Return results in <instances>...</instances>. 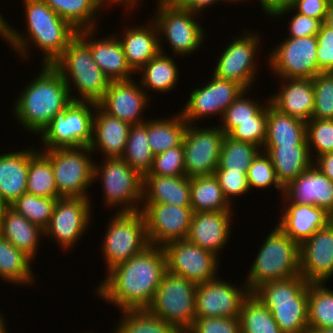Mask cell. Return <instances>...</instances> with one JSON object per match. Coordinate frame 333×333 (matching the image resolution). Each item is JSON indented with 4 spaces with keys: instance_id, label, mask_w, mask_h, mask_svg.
<instances>
[{
    "instance_id": "obj_58",
    "label": "cell",
    "mask_w": 333,
    "mask_h": 333,
    "mask_svg": "<svg viewBox=\"0 0 333 333\" xmlns=\"http://www.w3.org/2000/svg\"><path fill=\"white\" fill-rule=\"evenodd\" d=\"M4 18H2V15L0 14V36L4 37L5 41H7L13 48H15V51L20 53L19 55L25 57L28 54V38L24 36V34L19 33L13 27H10L9 24H7V21ZM23 36H22V35Z\"/></svg>"
},
{
    "instance_id": "obj_28",
    "label": "cell",
    "mask_w": 333,
    "mask_h": 333,
    "mask_svg": "<svg viewBox=\"0 0 333 333\" xmlns=\"http://www.w3.org/2000/svg\"><path fill=\"white\" fill-rule=\"evenodd\" d=\"M281 91L268 101L281 113L308 122L314 108V88L312 78H284Z\"/></svg>"
},
{
    "instance_id": "obj_9",
    "label": "cell",
    "mask_w": 333,
    "mask_h": 333,
    "mask_svg": "<svg viewBox=\"0 0 333 333\" xmlns=\"http://www.w3.org/2000/svg\"><path fill=\"white\" fill-rule=\"evenodd\" d=\"M149 244L141 211L118 212L107 227L102 245L108 271L143 252Z\"/></svg>"
},
{
    "instance_id": "obj_61",
    "label": "cell",
    "mask_w": 333,
    "mask_h": 333,
    "mask_svg": "<svg viewBox=\"0 0 333 333\" xmlns=\"http://www.w3.org/2000/svg\"><path fill=\"white\" fill-rule=\"evenodd\" d=\"M261 3L263 11L269 14L275 7L286 4L288 0H258Z\"/></svg>"
},
{
    "instance_id": "obj_36",
    "label": "cell",
    "mask_w": 333,
    "mask_h": 333,
    "mask_svg": "<svg viewBox=\"0 0 333 333\" xmlns=\"http://www.w3.org/2000/svg\"><path fill=\"white\" fill-rule=\"evenodd\" d=\"M57 15L68 21L76 30L94 29L98 10L108 0H43ZM103 6V7H102ZM94 16V17H93Z\"/></svg>"
},
{
    "instance_id": "obj_31",
    "label": "cell",
    "mask_w": 333,
    "mask_h": 333,
    "mask_svg": "<svg viewBox=\"0 0 333 333\" xmlns=\"http://www.w3.org/2000/svg\"><path fill=\"white\" fill-rule=\"evenodd\" d=\"M29 169V148L0 155V197L11 206L26 193Z\"/></svg>"
},
{
    "instance_id": "obj_23",
    "label": "cell",
    "mask_w": 333,
    "mask_h": 333,
    "mask_svg": "<svg viewBox=\"0 0 333 333\" xmlns=\"http://www.w3.org/2000/svg\"><path fill=\"white\" fill-rule=\"evenodd\" d=\"M283 194L285 202L314 205L333 217V182L314 164L290 181Z\"/></svg>"
},
{
    "instance_id": "obj_57",
    "label": "cell",
    "mask_w": 333,
    "mask_h": 333,
    "mask_svg": "<svg viewBox=\"0 0 333 333\" xmlns=\"http://www.w3.org/2000/svg\"><path fill=\"white\" fill-rule=\"evenodd\" d=\"M321 24L322 23L318 19L296 12L295 16L293 15V18L290 21L289 38L316 36Z\"/></svg>"
},
{
    "instance_id": "obj_40",
    "label": "cell",
    "mask_w": 333,
    "mask_h": 333,
    "mask_svg": "<svg viewBox=\"0 0 333 333\" xmlns=\"http://www.w3.org/2000/svg\"><path fill=\"white\" fill-rule=\"evenodd\" d=\"M31 261L24 252L18 250L7 239L0 235V277L10 283L31 284Z\"/></svg>"
},
{
    "instance_id": "obj_34",
    "label": "cell",
    "mask_w": 333,
    "mask_h": 333,
    "mask_svg": "<svg viewBox=\"0 0 333 333\" xmlns=\"http://www.w3.org/2000/svg\"><path fill=\"white\" fill-rule=\"evenodd\" d=\"M270 156L279 183L285 187L313 163L308 146H263Z\"/></svg>"
},
{
    "instance_id": "obj_59",
    "label": "cell",
    "mask_w": 333,
    "mask_h": 333,
    "mask_svg": "<svg viewBox=\"0 0 333 333\" xmlns=\"http://www.w3.org/2000/svg\"><path fill=\"white\" fill-rule=\"evenodd\" d=\"M314 165L333 182V152L322 154L315 159Z\"/></svg>"
},
{
    "instance_id": "obj_67",
    "label": "cell",
    "mask_w": 333,
    "mask_h": 333,
    "mask_svg": "<svg viewBox=\"0 0 333 333\" xmlns=\"http://www.w3.org/2000/svg\"><path fill=\"white\" fill-rule=\"evenodd\" d=\"M6 207H7V205L3 202V200L0 197V217L3 215Z\"/></svg>"
},
{
    "instance_id": "obj_43",
    "label": "cell",
    "mask_w": 333,
    "mask_h": 333,
    "mask_svg": "<svg viewBox=\"0 0 333 333\" xmlns=\"http://www.w3.org/2000/svg\"><path fill=\"white\" fill-rule=\"evenodd\" d=\"M325 283H309V330L333 328V291Z\"/></svg>"
},
{
    "instance_id": "obj_33",
    "label": "cell",
    "mask_w": 333,
    "mask_h": 333,
    "mask_svg": "<svg viewBox=\"0 0 333 333\" xmlns=\"http://www.w3.org/2000/svg\"><path fill=\"white\" fill-rule=\"evenodd\" d=\"M263 146H308L306 122L281 113L267 103L266 139Z\"/></svg>"
},
{
    "instance_id": "obj_25",
    "label": "cell",
    "mask_w": 333,
    "mask_h": 333,
    "mask_svg": "<svg viewBox=\"0 0 333 333\" xmlns=\"http://www.w3.org/2000/svg\"><path fill=\"white\" fill-rule=\"evenodd\" d=\"M231 212H195L186 239L217 256V252L226 245L231 232Z\"/></svg>"
},
{
    "instance_id": "obj_39",
    "label": "cell",
    "mask_w": 333,
    "mask_h": 333,
    "mask_svg": "<svg viewBox=\"0 0 333 333\" xmlns=\"http://www.w3.org/2000/svg\"><path fill=\"white\" fill-rule=\"evenodd\" d=\"M154 56L148 63H146L140 70L143 72L141 77V85L145 88L153 89L154 91L166 92L172 90L178 80V66L166 53L162 51Z\"/></svg>"
},
{
    "instance_id": "obj_42",
    "label": "cell",
    "mask_w": 333,
    "mask_h": 333,
    "mask_svg": "<svg viewBox=\"0 0 333 333\" xmlns=\"http://www.w3.org/2000/svg\"><path fill=\"white\" fill-rule=\"evenodd\" d=\"M241 333H282L272 312L250 293L239 315Z\"/></svg>"
},
{
    "instance_id": "obj_12",
    "label": "cell",
    "mask_w": 333,
    "mask_h": 333,
    "mask_svg": "<svg viewBox=\"0 0 333 333\" xmlns=\"http://www.w3.org/2000/svg\"><path fill=\"white\" fill-rule=\"evenodd\" d=\"M158 6V13L153 21L157 25L159 35L166 37L175 55L191 54L201 47L204 31L194 18L198 17V13L195 14L179 4L159 3Z\"/></svg>"
},
{
    "instance_id": "obj_32",
    "label": "cell",
    "mask_w": 333,
    "mask_h": 333,
    "mask_svg": "<svg viewBox=\"0 0 333 333\" xmlns=\"http://www.w3.org/2000/svg\"><path fill=\"white\" fill-rule=\"evenodd\" d=\"M42 234L44 230L28 221L11 206H7L0 217V235L31 259L37 254Z\"/></svg>"
},
{
    "instance_id": "obj_7",
    "label": "cell",
    "mask_w": 333,
    "mask_h": 333,
    "mask_svg": "<svg viewBox=\"0 0 333 333\" xmlns=\"http://www.w3.org/2000/svg\"><path fill=\"white\" fill-rule=\"evenodd\" d=\"M197 284L166 271L147 308L154 316L186 333L195 319Z\"/></svg>"
},
{
    "instance_id": "obj_14",
    "label": "cell",
    "mask_w": 333,
    "mask_h": 333,
    "mask_svg": "<svg viewBox=\"0 0 333 333\" xmlns=\"http://www.w3.org/2000/svg\"><path fill=\"white\" fill-rule=\"evenodd\" d=\"M167 271L195 284L217 278V256L189 242L187 239L171 241L163 246Z\"/></svg>"
},
{
    "instance_id": "obj_26",
    "label": "cell",
    "mask_w": 333,
    "mask_h": 333,
    "mask_svg": "<svg viewBox=\"0 0 333 333\" xmlns=\"http://www.w3.org/2000/svg\"><path fill=\"white\" fill-rule=\"evenodd\" d=\"M286 204L277 226L299 245L333 220L324 209L314 205Z\"/></svg>"
},
{
    "instance_id": "obj_50",
    "label": "cell",
    "mask_w": 333,
    "mask_h": 333,
    "mask_svg": "<svg viewBox=\"0 0 333 333\" xmlns=\"http://www.w3.org/2000/svg\"><path fill=\"white\" fill-rule=\"evenodd\" d=\"M306 142L310 156L311 148L317 152L316 157L333 152V120L310 119L306 122Z\"/></svg>"
},
{
    "instance_id": "obj_4",
    "label": "cell",
    "mask_w": 333,
    "mask_h": 333,
    "mask_svg": "<svg viewBox=\"0 0 333 333\" xmlns=\"http://www.w3.org/2000/svg\"><path fill=\"white\" fill-rule=\"evenodd\" d=\"M52 66L66 82L72 101L97 104L110 85V80L94 61L90 48L78 36L68 44ZM71 81L77 92H80V98L71 95Z\"/></svg>"
},
{
    "instance_id": "obj_46",
    "label": "cell",
    "mask_w": 333,
    "mask_h": 333,
    "mask_svg": "<svg viewBox=\"0 0 333 333\" xmlns=\"http://www.w3.org/2000/svg\"><path fill=\"white\" fill-rule=\"evenodd\" d=\"M57 199L22 194L11 207L28 221L45 230L50 222Z\"/></svg>"
},
{
    "instance_id": "obj_5",
    "label": "cell",
    "mask_w": 333,
    "mask_h": 333,
    "mask_svg": "<svg viewBox=\"0 0 333 333\" xmlns=\"http://www.w3.org/2000/svg\"><path fill=\"white\" fill-rule=\"evenodd\" d=\"M252 265L244 283L251 293L263 283L300 275V245L275 226Z\"/></svg>"
},
{
    "instance_id": "obj_27",
    "label": "cell",
    "mask_w": 333,
    "mask_h": 333,
    "mask_svg": "<svg viewBox=\"0 0 333 333\" xmlns=\"http://www.w3.org/2000/svg\"><path fill=\"white\" fill-rule=\"evenodd\" d=\"M95 111L91 151L100 148L105 158H122L131 125L105 113L98 105Z\"/></svg>"
},
{
    "instance_id": "obj_8",
    "label": "cell",
    "mask_w": 333,
    "mask_h": 333,
    "mask_svg": "<svg viewBox=\"0 0 333 333\" xmlns=\"http://www.w3.org/2000/svg\"><path fill=\"white\" fill-rule=\"evenodd\" d=\"M41 151L51 161L57 190L62 198H89L86 191L94 182V163L89 155L92 154L89 146Z\"/></svg>"
},
{
    "instance_id": "obj_11",
    "label": "cell",
    "mask_w": 333,
    "mask_h": 333,
    "mask_svg": "<svg viewBox=\"0 0 333 333\" xmlns=\"http://www.w3.org/2000/svg\"><path fill=\"white\" fill-rule=\"evenodd\" d=\"M104 160L105 162L100 167L94 164V181L100 175L105 193V204L108 207L121 204V210L118 212L141 211V208L135 205L143 200L144 177L121 158H105ZM122 205H125L124 208Z\"/></svg>"
},
{
    "instance_id": "obj_29",
    "label": "cell",
    "mask_w": 333,
    "mask_h": 333,
    "mask_svg": "<svg viewBox=\"0 0 333 333\" xmlns=\"http://www.w3.org/2000/svg\"><path fill=\"white\" fill-rule=\"evenodd\" d=\"M158 34L157 25L152 21L146 28L143 25L129 28L122 36L123 38L119 39L127 64L134 74L138 73L162 49Z\"/></svg>"
},
{
    "instance_id": "obj_38",
    "label": "cell",
    "mask_w": 333,
    "mask_h": 333,
    "mask_svg": "<svg viewBox=\"0 0 333 333\" xmlns=\"http://www.w3.org/2000/svg\"><path fill=\"white\" fill-rule=\"evenodd\" d=\"M26 192L46 198H62L57 190L51 161L37 149H29Z\"/></svg>"
},
{
    "instance_id": "obj_6",
    "label": "cell",
    "mask_w": 333,
    "mask_h": 333,
    "mask_svg": "<svg viewBox=\"0 0 333 333\" xmlns=\"http://www.w3.org/2000/svg\"><path fill=\"white\" fill-rule=\"evenodd\" d=\"M29 41L44 52L43 65H52L77 36L68 21L57 15L43 0H23Z\"/></svg>"
},
{
    "instance_id": "obj_66",
    "label": "cell",
    "mask_w": 333,
    "mask_h": 333,
    "mask_svg": "<svg viewBox=\"0 0 333 333\" xmlns=\"http://www.w3.org/2000/svg\"><path fill=\"white\" fill-rule=\"evenodd\" d=\"M4 324H5V322L3 321V318L0 315V333H6L7 332L6 328H5L6 325H4Z\"/></svg>"
},
{
    "instance_id": "obj_19",
    "label": "cell",
    "mask_w": 333,
    "mask_h": 333,
    "mask_svg": "<svg viewBox=\"0 0 333 333\" xmlns=\"http://www.w3.org/2000/svg\"><path fill=\"white\" fill-rule=\"evenodd\" d=\"M220 280L197 284L195 318L239 317L242 303L251 292L246 285L238 289Z\"/></svg>"
},
{
    "instance_id": "obj_18",
    "label": "cell",
    "mask_w": 333,
    "mask_h": 333,
    "mask_svg": "<svg viewBox=\"0 0 333 333\" xmlns=\"http://www.w3.org/2000/svg\"><path fill=\"white\" fill-rule=\"evenodd\" d=\"M233 40L218 58L213 75L220 79L230 80L240 84L245 90H249L254 81L256 68L255 55L258 51V42L261 40L252 32H244ZM247 33V34H246ZM259 38V39H258Z\"/></svg>"
},
{
    "instance_id": "obj_44",
    "label": "cell",
    "mask_w": 333,
    "mask_h": 333,
    "mask_svg": "<svg viewBox=\"0 0 333 333\" xmlns=\"http://www.w3.org/2000/svg\"><path fill=\"white\" fill-rule=\"evenodd\" d=\"M262 148L235 140L227 134L223 137L219 166L215 171L248 172L253 159Z\"/></svg>"
},
{
    "instance_id": "obj_52",
    "label": "cell",
    "mask_w": 333,
    "mask_h": 333,
    "mask_svg": "<svg viewBox=\"0 0 333 333\" xmlns=\"http://www.w3.org/2000/svg\"><path fill=\"white\" fill-rule=\"evenodd\" d=\"M146 175L186 176L183 144L154 155L151 170Z\"/></svg>"
},
{
    "instance_id": "obj_63",
    "label": "cell",
    "mask_w": 333,
    "mask_h": 333,
    "mask_svg": "<svg viewBox=\"0 0 333 333\" xmlns=\"http://www.w3.org/2000/svg\"><path fill=\"white\" fill-rule=\"evenodd\" d=\"M138 1L139 0H121V5H125L127 8H130L131 7L133 8V6L137 5L138 4ZM130 6V7H129Z\"/></svg>"
},
{
    "instance_id": "obj_55",
    "label": "cell",
    "mask_w": 333,
    "mask_h": 333,
    "mask_svg": "<svg viewBox=\"0 0 333 333\" xmlns=\"http://www.w3.org/2000/svg\"><path fill=\"white\" fill-rule=\"evenodd\" d=\"M214 176L223 191L227 201L231 203V197L241 196L249 189L247 182V172L241 171H215Z\"/></svg>"
},
{
    "instance_id": "obj_10",
    "label": "cell",
    "mask_w": 333,
    "mask_h": 333,
    "mask_svg": "<svg viewBox=\"0 0 333 333\" xmlns=\"http://www.w3.org/2000/svg\"><path fill=\"white\" fill-rule=\"evenodd\" d=\"M96 106L93 102L72 101L58 112L41 132L44 150L89 146Z\"/></svg>"
},
{
    "instance_id": "obj_48",
    "label": "cell",
    "mask_w": 333,
    "mask_h": 333,
    "mask_svg": "<svg viewBox=\"0 0 333 333\" xmlns=\"http://www.w3.org/2000/svg\"><path fill=\"white\" fill-rule=\"evenodd\" d=\"M247 91L245 90L240 94L221 117L223 118L221 119L223 125L219 127L227 135L237 126V122L254 121V116L264 108V104L261 106L256 101L244 98Z\"/></svg>"
},
{
    "instance_id": "obj_51",
    "label": "cell",
    "mask_w": 333,
    "mask_h": 333,
    "mask_svg": "<svg viewBox=\"0 0 333 333\" xmlns=\"http://www.w3.org/2000/svg\"><path fill=\"white\" fill-rule=\"evenodd\" d=\"M265 106L254 116V121L237 122V126L228 136L263 148L267 128V105L265 104Z\"/></svg>"
},
{
    "instance_id": "obj_45",
    "label": "cell",
    "mask_w": 333,
    "mask_h": 333,
    "mask_svg": "<svg viewBox=\"0 0 333 333\" xmlns=\"http://www.w3.org/2000/svg\"><path fill=\"white\" fill-rule=\"evenodd\" d=\"M124 318L114 333H181L176 327L154 316L148 309L122 310Z\"/></svg>"
},
{
    "instance_id": "obj_35",
    "label": "cell",
    "mask_w": 333,
    "mask_h": 333,
    "mask_svg": "<svg viewBox=\"0 0 333 333\" xmlns=\"http://www.w3.org/2000/svg\"><path fill=\"white\" fill-rule=\"evenodd\" d=\"M190 201L194 213L231 211L214 174L190 177Z\"/></svg>"
},
{
    "instance_id": "obj_2",
    "label": "cell",
    "mask_w": 333,
    "mask_h": 333,
    "mask_svg": "<svg viewBox=\"0 0 333 333\" xmlns=\"http://www.w3.org/2000/svg\"><path fill=\"white\" fill-rule=\"evenodd\" d=\"M41 70L21 92L13 110L23 128L35 133H41L54 116L72 102L60 73L52 65H43Z\"/></svg>"
},
{
    "instance_id": "obj_3",
    "label": "cell",
    "mask_w": 333,
    "mask_h": 333,
    "mask_svg": "<svg viewBox=\"0 0 333 333\" xmlns=\"http://www.w3.org/2000/svg\"><path fill=\"white\" fill-rule=\"evenodd\" d=\"M308 287L297 275L263 283L252 294L272 312L282 333H309Z\"/></svg>"
},
{
    "instance_id": "obj_16",
    "label": "cell",
    "mask_w": 333,
    "mask_h": 333,
    "mask_svg": "<svg viewBox=\"0 0 333 333\" xmlns=\"http://www.w3.org/2000/svg\"><path fill=\"white\" fill-rule=\"evenodd\" d=\"M141 210L146 225L149 244H165L186 239L194 211L191 207H181L165 203H145Z\"/></svg>"
},
{
    "instance_id": "obj_60",
    "label": "cell",
    "mask_w": 333,
    "mask_h": 333,
    "mask_svg": "<svg viewBox=\"0 0 333 333\" xmlns=\"http://www.w3.org/2000/svg\"><path fill=\"white\" fill-rule=\"evenodd\" d=\"M222 1V0H183L179 5L185 9L191 10L192 12L195 13H202V10L206 8L207 6L209 7L215 2ZM225 1H238V0H223ZM241 1V0H239ZM201 11V12H199Z\"/></svg>"
},
{
    "instance_id": "obj_54",
    "label": "cell",
    "mask_w": 333,
    "mask_h": 333,
    "mask_svg": "<svg viewBox=\"0 0 333 333\" xmlns=\"http://www.w3.org/2000/svg\"><path fill=\"white\" fill-rule=\"evenodd\" d=\"M186 333H241L239 317L195 318Z\"/></svg>"
},
{
    "instance_id": "obj_1",
    "label": "cell",
    "mask_w": 333,
    "mask_h": 333,
    "mask_svg": "<svg viewBox=\"0 0 333 333\" xmlns=\"http://www.w3.org/2000/svg\"><path fill=\"white\" fill-rule=\"evenodd\" d=\"M167 271L162 246H148L143 252L111 270L97 292L120 310L147 309Z\"/></svg>"
},
{
    "instance_id": "obj_47",
    "label": "cell",
    "mask_w": 333,
    "mask_h": 333,
    "mask_svg": "<svg viewBox=\"0 0 333 333\" xmlns=\"http://www.w3.org/2000/svg\"><path fill=\"white\" fill-rule=\"evenodd\" d=\"M312 80L314 88L312 119L333 120V72H320Z\"/></svg>"
},
{
    "instance_id": "obj_13",
    "label": "cell",
    "mask_w": 333,
    "mask_h": 333,
    "mask_svg": "<svg viewBox=\"0 0 333 333\" xmlns=\"http://www.w3.org/2000/svg\"><path fill=\"white\" fill-rule=\"evenodd\" d=\"M188 124L184 138V165L187 177L213 175L219 166L223 137L220 127L198 128Z\"/></svg>"
},
{
    "instance_id": "obj_20",
    "label": "cell",
    "mask_w": 333,
    "mask_h": 333,
    "mask_svg": "<svg viewBox=\"0 0 333 333\" xmlns=\"http://www.w3.org/2000/svg\"><path fill=\"white\" fill-rule=\"evenodd\" d=\"M244 91L240 84L213 75L207 85L192 91L181 114L188 124L194 123L195 119L206 118L209 114L223 116L229 105Z\"/></svg>"
},
{
    "instance_id": "obj_56",
    "label": "cell",
    "mask_w": 333,
    "mask_h": 333,
    "mask_svg": "<svg viewBox=\"0 0 333 333\" xmlns=\"http://www.w3.org/2000/svg\"><path fill=\"white\" fill-rule=\"evenodd\" d=\"M316 38L318 73L333 72V30L322 23Z\"/></svg>"
},
{
    "instance_id": "obj_30",
    "label": "cell",
    "mask_w": 333,
    "mask_h": 333,
    "mask_svg": "<svg viewBox=\"0 0 333 333\" xmlns=\"http://www.w3.org/2000/svg\"><path fill=\"white\" fill-rule=\"evenodd\" d=\"M143 202L191 207L190 177L145 175Z\"/></svg>"
},
{
    "instance_id": "obj_21",
    "label": "cell",
    "mask_w": 333,
    "mask_h": 333,
    "mask_svg": "<svg viewBox=\"0 0 333 333\" xmlns=\"http://www.w3.org/2000/svg\"><path fill=\"white\" fill-rule=\"evenodd\" d=\"M300 275L309 283H326L332 277L333 220L300 245Z\"/></svg>"
},
{
    "instance_id": "obj_53",
    "label": "cell",
    "mask_w": 333,
    "mask_h": 333,
    "mask_svg": "<svg viewBox=\"0 0 333 333\" xmlns=\"http://www.w3.org/2000/svg\"><path fill=\"white\" fill-rule=\"evenodd\" d=\"M329 2L327 0H288L286 4L275 7L268 16H278L290 12L297 11L324 23Z\"/></svg>"
},
{
    "instance_id": "obj_17",
    "label": "cell",
    "mask_w": 333,
    "mask_h": 333,
    "mask_svg": "<svg viewBox=\"0 0 333 333\" xmlns=\"http://www.w3.org/2000/svg\"><path fill=\"white\" fill-rule=\"evenodd\" d=\"M89 201V198L82 197L57 199L44 235L51 236L63 249L73 247L90 222L92 215Z\"/></svg>"
},
{
    "instance_id": "obj_64",
    "label": "cell",
    "mask_w": 333,
    "mask_h": 333,
    "mask_svg": "<svg viewBox=\"0 0 333 333\" xmlns=\"http://www.w3.org/2000/svg\"><path fill=\"white\" fill-rule=\"evenodd\" d=\"M309 333H333V328L309 330Z\"/></svg>"
},
{
    "instance_id": "obj_22",
    "label": "cell",
    "mask_w": 333,
    "mask_h": 333,
    "mask_svg": "<svg viewBox=\"0 0 333 333\" xmlns=\"http://www.w3.org/2000/svg\"><path fill=\"white\" fill-rule=\"evenodd\" d=\"M132 80L110 82L109 87L97 105L109 115L130 125L141 124L142 111L145 110L147 97L144 87ZM144 90V91H143Z\"/></svg>"
},
{
    "instance_id": "obj_24",
    "label": "cell",
    "mask_w": 333,
    "mask_h": 333,
    "mask_svg": "<svg viewBox=\"0 0 333 333\" xmlns=\"http://www.w3.org/2000/svg\"><path fill=\"white\" fill-rule=\"evenodd\" d=\"M94 31L96 30L82 29L77 32V36L90 48L96 64L110 82L130 80V74L134 71L127 64L119 38L111 36V38L93 40L90 37L94 36Z\"/></svg>"
},
{
    "instance_id": "obj_68",
    "label": "cell",
    "mask_w": 333,
    "mask_h": 333,
    "mask_svg": "<svg viewBox=\"0 0 333 333\" xmlns=\"http://www.w3.org/2000/svg\"><path fill=\"white\" fill-rule=\"evenodd\" d=\"M109 1V3H110V1L111 2H114V3H118V4H120L121 3V0H108ZM120 2V3H119Z\"/></svg>"
},
{
    "instance_id": "obj_49",
    "label": "cell",
    "mask_w": 333,
    "mask_h": 333,
    "mask_svg": "<svg viewBox=\"0 0 333 333\" xmlns=\"http://www.w3.org/2000/svg\"><path fill=\"white\" fill-rule=\"evenodd\" d=\"M263 152V154H261ZM260 151L253 159L247 172V182L251 187L267 188L274 185L282 191L284 187L279 183L270 156L265 151Z\"/></svg>"
},
{
    "instance_id": "obj_41",
    "label": "cell",
    "mask_w": 333,
    "mask_h": 333,
    "mask_svg": "<svg viewBox=\"0 0 333 333\" xmlns=\"http://www.w3.org/2000/svg\"><path fill=\"white\" fill-rule=\"evenodd\" d=\"M153 158L154 154L148 143L147 120L131 125L121 159L144 177L151 170Z\"/></svg>"
},
{
    "instance_id": "obj_37",
    "label": "cell",
    "mask_w": 333,
    "mask_h": 333,
    "mask_svg": "<svg viewBox=\"0 0 333 333\" xmlns=\"http://www.w3.org/2000/svg\"><path fill=\"white\" fill-rule=\"evenodd\" d=\"M178 115L171 119H151L147 121L148 143L154 155L183 143L188 123L181 113Z\"/></svg>"
},
{
    "instance_id": "obj_65",
    "label": "cell",
    "mask_w": 333,
    "mask_h": 333,
    "mask_svg": "<svg viewBox=\"0 0 333 333\" xmlns=\"http://www.w3.org/2000/svg\"><path fill=\"white\" fill-rule=\"evenodd\" d=\"M183 0H158L162 4H180Z\"/></svg>"
},
{
    "instance_id": "obj_62",
    "label": "cell",
    "mask_w": 333,
    "mask_h": 333,
    "mask_svg": "<svg viewBox=\"0 0 333 333\" xmlns=\"http://www.w3.org/2000/svg\"><path fill=\"white\" fill-rule=\"evenodd\" d=\"M324 24L333 30V2H329Z\"/></svg>"
},
{
    "instance_id": "obj_15",
    "label": "cell",
    "mask_w": 333,
    "mask_h": 333,
    "mask_svg": "<svg viewBox=\"0 0 333 333\" xmlns=\"http://www.w3.org/2000/svg\"><path fill=\"white\" fill-rule=\"evenodd\" d=\"M316 36L286 38L270 55V67L284 78H313L318 74Z\"/></svg>"
}]
</instances>
